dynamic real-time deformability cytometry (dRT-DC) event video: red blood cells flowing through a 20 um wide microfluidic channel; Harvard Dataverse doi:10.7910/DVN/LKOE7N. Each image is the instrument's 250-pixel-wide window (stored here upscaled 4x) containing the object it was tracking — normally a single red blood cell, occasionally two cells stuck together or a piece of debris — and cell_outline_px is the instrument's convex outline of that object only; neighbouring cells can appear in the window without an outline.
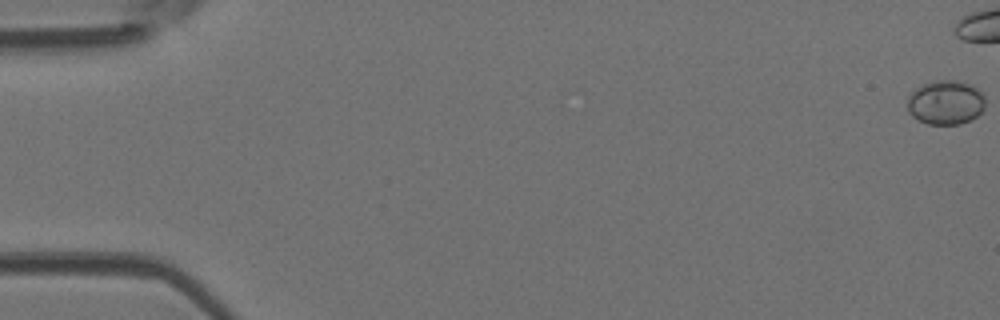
{"species": "Egyptian fruit bat (a non-hibernating species)", "species_latin": "Rousettus aegyptiacus", "temperature_condition": "room temperature", "stored_images_in_passage": 16, "camera_frame_rate_fps": 3000, "um_per_image_px": 0.085, "animal": {"sex": "female"}, "frame": {"image": 1, "passage_image": 1, "time_ms": 0.0, "image_size_px": [1000, 320], "cell_outline_px": [[984, 108], [972, 120], [960, 124], [928, 124], [912, 116], [908, 112], [908, 96], [916, 88], [932, 80], [956, 80], [972, 84], [984, 96]], "centroid_in_image_um": [80.38, 8.7], "position_along_channel_um": 4.6, "area_um2": 20.11}}